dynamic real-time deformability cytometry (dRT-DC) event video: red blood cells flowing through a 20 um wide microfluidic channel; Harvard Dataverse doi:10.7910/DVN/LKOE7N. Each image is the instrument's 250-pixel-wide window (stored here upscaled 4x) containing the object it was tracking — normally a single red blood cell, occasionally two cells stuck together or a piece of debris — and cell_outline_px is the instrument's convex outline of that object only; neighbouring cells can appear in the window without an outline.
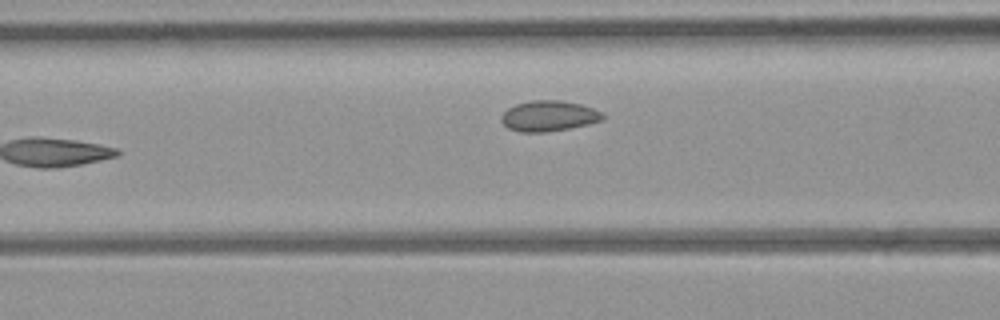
{"species": "common noctule bat (a hibernating species)", "species_latin": "Nyctalus noctula", "temperature_condition": "room temperature", "stored_images_in_passage": 7, "camera_frame_rate_fps": 3000, "um_per_image_px": 0.085, "animal": {"sex": "female", "body_mass_g": 21.9}, "frame": {"image": 1, "passage_image": 6, "time_ms": 5.667, "image_size_px": [1000, 320], "cell_outline_px": [[604, 120], [588, 124], [568, 128], [544, 132], [520, 132], [508, 128], [500, 120], [500, 116], [508, 108], [516, 104], [532, 100], [560, 100], [580, 104], [604, 112]], "centroid_in_image_um": [46.65, 9.85], "position_along_channel_um": 120.0, "area_um2": 18.09}}
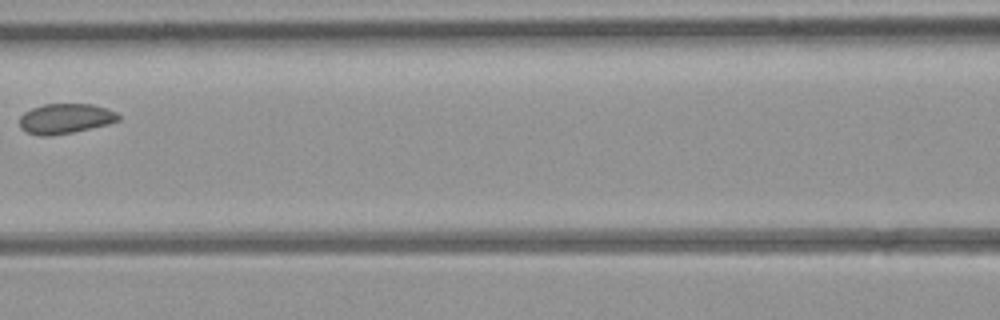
{"frame": {"image": 2, "passage_image": 7, "time_ms": 6.667, "image_size_px": [1000, 320], "cell_outline_px": [[120, 120], [108, 124], [72, 132], [48, 136], [40, 136], [28, 132], [20, 128], [20, 116], [24, 112], [32, 108], [44, 104], [92, 104], [116, 112], [120, 116]], "centroid_in_image_um": [5.54, 10.08], "position_along_channel_um": 161.1, "area_um2": 17.17}}